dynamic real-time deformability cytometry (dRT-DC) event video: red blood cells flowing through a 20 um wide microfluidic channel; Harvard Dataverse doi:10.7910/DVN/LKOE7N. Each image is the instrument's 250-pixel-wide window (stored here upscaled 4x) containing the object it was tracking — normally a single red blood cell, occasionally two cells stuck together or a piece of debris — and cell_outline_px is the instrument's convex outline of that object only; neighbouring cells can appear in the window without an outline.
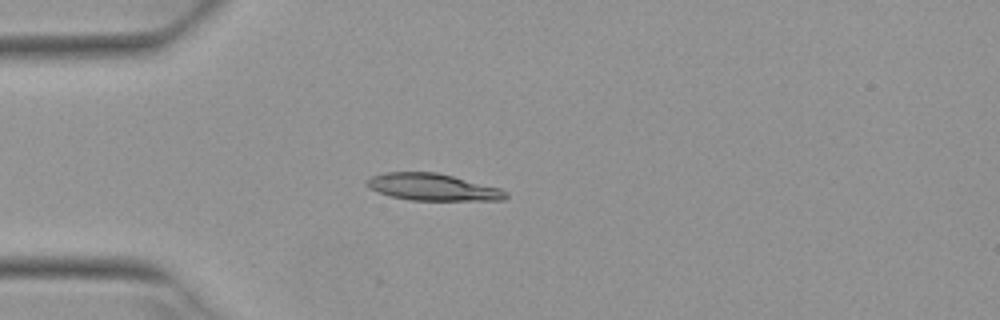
{"species": "Egyptian fruit bat (a non-hibernating species)", "species_latin": "Rousettus aegyptiacus", "temperature_condition": "warm", "stored_images_in_passage": 3, "camera_frame_rate_fps": 3000, "um_per_image_px": 0.085, "animal": {"sex": "female"}, "frame": {"image": 1, "passage_image": 2, "time_ms": 0.333, "image_size_px": [1000, 320], "cell_outline_px": [[508, 196], [504, 200], [412, 200], [392, 196], [368, 188], [364, 184], [364, 180], [372, 176], [384, 172], [436, 172], [500, 188], [508, 192]], "centroid_in_image_um": [36.75, 15.9], "position_along_channel_um": 48.2, "area_um2": 21.73}}